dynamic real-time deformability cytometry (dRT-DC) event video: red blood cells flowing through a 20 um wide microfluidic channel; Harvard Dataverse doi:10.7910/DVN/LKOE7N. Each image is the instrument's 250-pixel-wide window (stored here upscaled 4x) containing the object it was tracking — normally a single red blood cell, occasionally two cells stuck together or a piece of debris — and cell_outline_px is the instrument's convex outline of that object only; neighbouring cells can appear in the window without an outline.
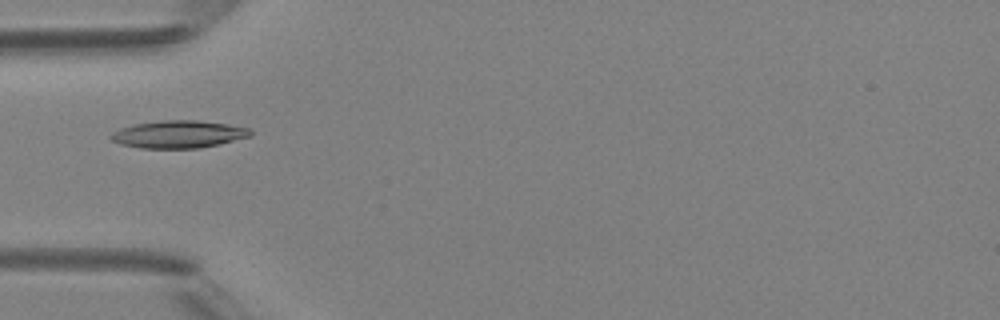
{"species": "Egyptian fruit bat (a non-hibernating species)", "species_latin": "Rousettus aegyptiacus", "temperature_condition": "room temperature", "stored_images_in_passage": 5, "camera_frame_rate_fps": 3000, "um_per_image_px": 0.085, "animal": {"sex": "female"}, "frame": {"image": 1, "passage_image": 5, "time_ms": 4.667, "image_size_px": [1000, 320], "cell_outline_px": [[252, 136], [220, 144], [200, 148], [140, 148], [120, 144], [112, 140], [108, 136], [112, 132], [120, 128], [132, 124], [160, 120], [196, 120], [228, 124], [252, 128]], "centroid_in_image_um": [15.18, 11.41], "position_along_channel_um": 69.8, "area_um2": 22.66}}